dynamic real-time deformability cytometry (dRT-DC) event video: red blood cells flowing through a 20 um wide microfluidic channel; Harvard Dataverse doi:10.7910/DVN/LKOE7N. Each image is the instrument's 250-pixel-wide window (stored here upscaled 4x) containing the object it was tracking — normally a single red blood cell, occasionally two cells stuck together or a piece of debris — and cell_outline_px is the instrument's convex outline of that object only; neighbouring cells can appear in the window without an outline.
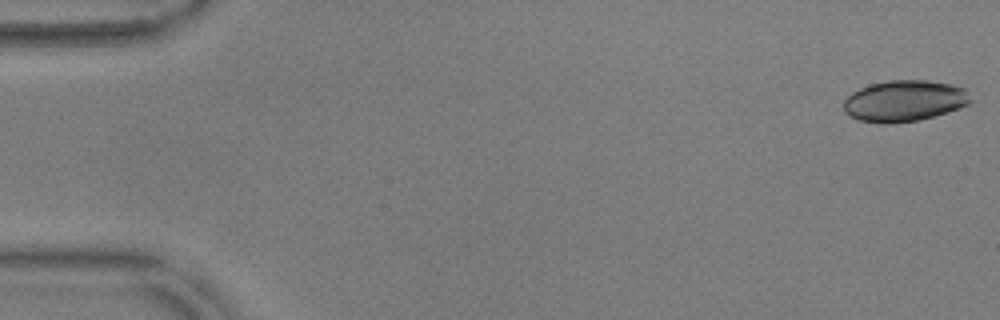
{"species": "common noctule bat (a hibernating species)", "species_latin": "Nyctalus noctula", "temperature_condition": "warm", "stored_images_in_passage": 55, "camera_frame_rate_fps": 3000, "um_per_image_px": 0.085, "animal": {"sex": "male", "body_mass_g": 17.9, "forearm_length_mm": 54.2}, "frame": {"image": 1, "passage_image": 1, "time_ms": 0.0, "image_size_px": [1000, 320], "cell_outline_px": [[972, 100], [968, 104], [960, 108], [920, 120], [892, 124], [884, 124], [860, 120], [848, 116], [844, 112], [844, 100], [852, 92], [860, 88], [872, 84], [888, 80], [928, 80], [952, 84], [968, 88]], "centroid_in_image_um": [76.9, 8.57], "position_along_channel_um": 8.1, "area_um2": 30.87}}
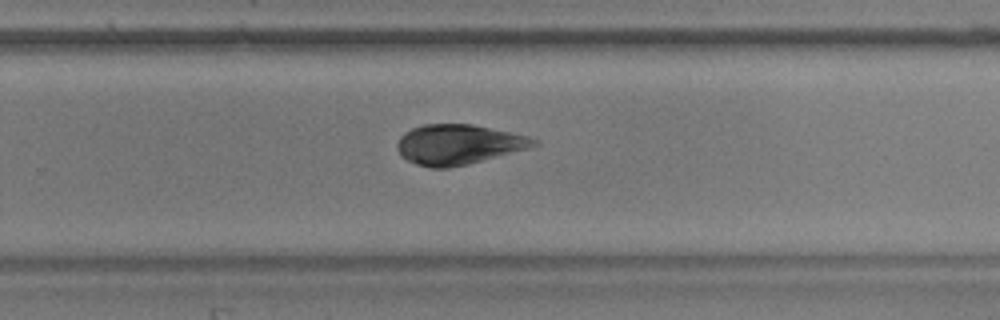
{"frame": {"image": 2, "passage_image": 36, "time_ms": 11.667, "image_size_px": [1000, 320], "cell_outline_px": [[540, 144], [532, 148], [468, 164], [448, 168], [432, 168], [416, 164], [400, 156], [396, 148], [396, 144], [400, 136], [404, 132], [412, 128], [424, 124], [472, 124], [528, 136], [540, 140]], "centroid_in_image_um": [38.98, 12.28], "position_along_channel_um": 290.8, "area_um2": 32.14}}
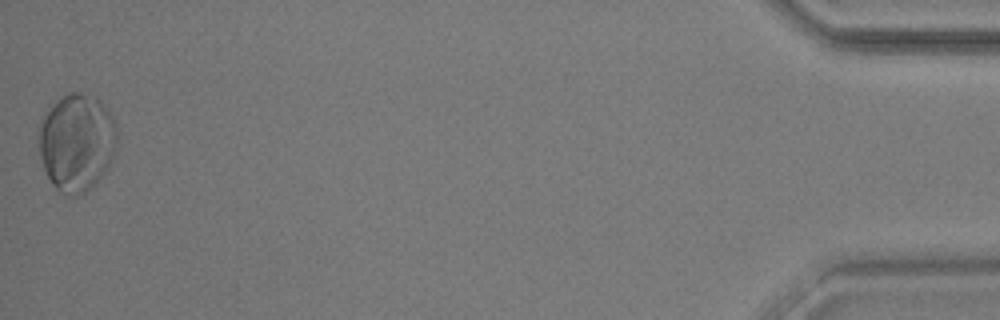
{"frame": {"image": 3, "passage_image": 55, "time_ms": 18.0, "image_size_px": [1000, 320], "cell_outline_px": [[116, 148], [108, 168], [84, 192], [76, 196], [68, 196], [56, 188], [52, 184], [44, 172], [40, 156], [36, 128], [40, 116], [68, 92], [80, 92], [96, 96], [104, 104], [112, 116], [116, 124]], "centroid_in_image_um": [6.47, 12.06], "position_along_channel_um": 428.7, "area_um2": 45.03}}